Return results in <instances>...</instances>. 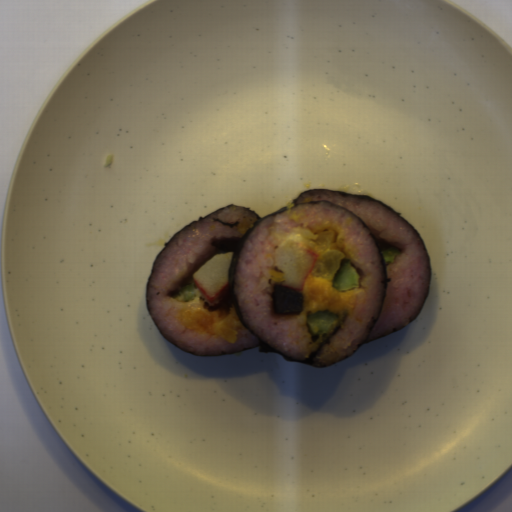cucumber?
<instances>
[{
    "instance_id": "obj_1",
    "label": "cucumber",
    "mask_w": 512,
    "mask_h": 512,
    "mask_svg": "<svg viewBox=\"0 0 512 512\" xmlns=\"http://www.w3.org/2000/svg\"><path fill=\"white\" fill-rule=\"evenodd\" d=\"M360 275L351 260H341L340 268L331 279L332 287L341 292L359 288Z\"/></svg>"
},
{
    "instance_id": "obj_3",
    "label": "cucumber",
    "mask_w": 512,
    "mask_h": 512,
    "mask_svg": "<svg viewBox=\"0 0 512 512\" xmlns=\"http://www.w3.org/2000/svg\"><path fill=\"white\" fill-rule=\"evenodd\" d=\"M381 255L384 261L388 264H393L396 257L402 253V248H398L391 245H379Z\"/></svg>"
},
{
    "instance_id": "obj_2",
    "label": "cucumber",
    "mask_w": 512,
    "mask_h": 512,
    "mask_svg": "<svg viewBox=\"0 0 512 512\" xmlns=\"http://www.w3.org/2000/svg\"><path fill=\"white\" fill-rule=\"evenodd\" d=\"M338 315L329 310H319L307 315L306 323L311 333L317 337L325 336L339 321Z\"/></svg>"
},
{
    "instance_id": "obj_4",
    "label": "cucumber",
    "mask_w": 512,
    "mask_h": 512,
    "mask_svg": "<svg viewBox=\"0 0 512 512\" xmlns=\"http://www.w3.org/2000/svg\"><path fill=\"white\" fill-rule=\"evenodd\" d=\"M175 301L194 300L195 286L193 283L183 286L174 296Z\"/></svg>"
}]
</instances>
